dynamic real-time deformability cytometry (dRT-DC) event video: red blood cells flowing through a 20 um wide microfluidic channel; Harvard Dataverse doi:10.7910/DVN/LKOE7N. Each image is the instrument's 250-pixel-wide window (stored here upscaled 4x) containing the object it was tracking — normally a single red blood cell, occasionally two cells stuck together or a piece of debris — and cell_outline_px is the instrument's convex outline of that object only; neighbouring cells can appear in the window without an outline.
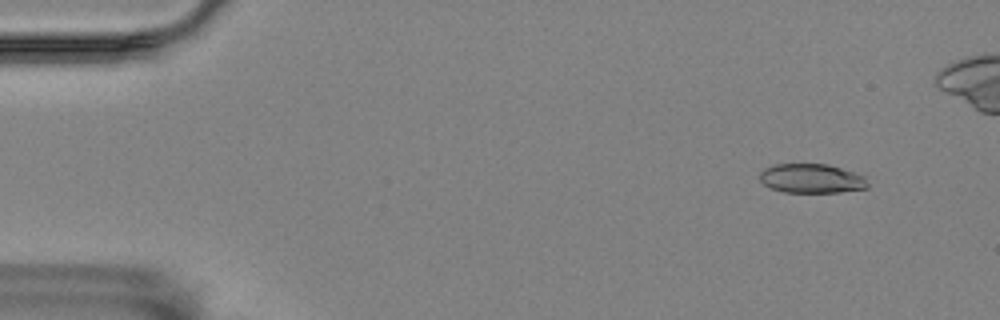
{"species": "Egyptian fruit bat (a non-hibernating species)", "species_latin": "Rousettus aegyptiacus", "temperature_condition": "room temperature", "stored_images_in_passage": 17, "camera_frame_rate_fps": 3000, "um_per_image_px": 0.085, "animal": {"sex": "female"}, "frame": {"image": 1, "passage_image": 5, "time_ms": 1.333, "image_size_px": [1000, 320], "cell_outline_px": [[868, 188], [840, 192], [784, 192], [772, 188], [764, 184], [760, 180], [760, 172], [764, 168], [776, 164], [828, 164], [864, 176], [868, 184]], "centroid_in_image_um": [68.97, 15.17], "position_along_channel_um": 16.0, "area_um2": 18.26}}